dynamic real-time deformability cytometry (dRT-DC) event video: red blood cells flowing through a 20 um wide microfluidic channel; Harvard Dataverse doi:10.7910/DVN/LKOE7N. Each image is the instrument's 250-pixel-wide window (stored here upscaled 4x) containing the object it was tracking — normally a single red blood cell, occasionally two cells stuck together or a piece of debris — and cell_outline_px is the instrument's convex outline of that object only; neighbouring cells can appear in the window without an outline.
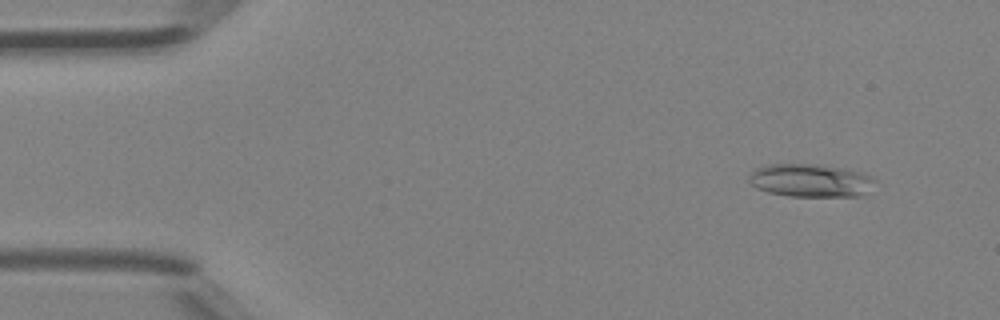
{"species": "Egyptian fruit bat (a non-hibernating species)", "species_latin": "Rousettus aegyptiacus", "temperature_condition": "room temperature", "stored_images_in_passage": 5, "camera_frame_rate_fps": 3000, "um_per_image_px": 0.085, "animal": {"sex": "female"}, "frame": {"image": 1, "passage_image": 2, "time_ms": 0.333, "image_size_px": [1000, 320], "cell_outline_px": [[876, 180], [864, 196], [788, 196], [768, 192], [756, 188], [748, 180], [748, 176], [756, 168], [768, 164], [816, 164], [844, 168], [860, 172], [872, 176]], "centroid_in_image_um": [68.9, 15.34], "position_along_channel_um": 16.1, "area_um2": 24.39}}
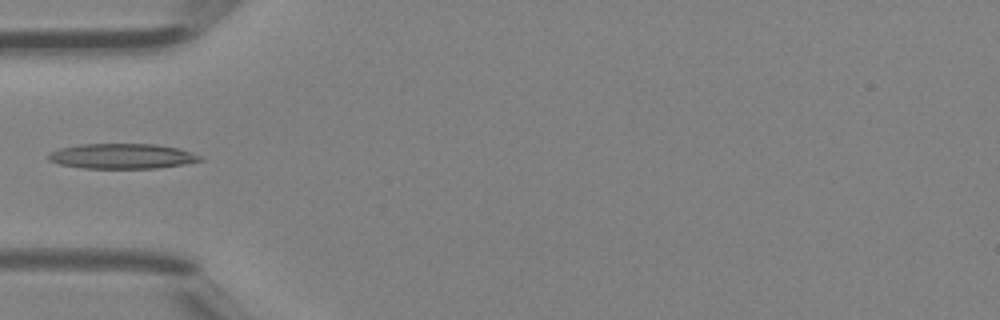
{"frame": {"image": 2, "passage_image": 5, "time_ms": 1.333, "image_size_px": [1000, 320], "cell_outline_px": [[204, 160], [184, 164], [156, 168], [84, 168], [60, 164], [48, 160], [48, 156], [52, 152], [60, 148], [80, 144], [156, 144], [176, 148], [204, 156]], "centroid_in_image_um": [10.41, 13.27], "position_along_channel_um": 74.6, "area_um2": 22.08}}